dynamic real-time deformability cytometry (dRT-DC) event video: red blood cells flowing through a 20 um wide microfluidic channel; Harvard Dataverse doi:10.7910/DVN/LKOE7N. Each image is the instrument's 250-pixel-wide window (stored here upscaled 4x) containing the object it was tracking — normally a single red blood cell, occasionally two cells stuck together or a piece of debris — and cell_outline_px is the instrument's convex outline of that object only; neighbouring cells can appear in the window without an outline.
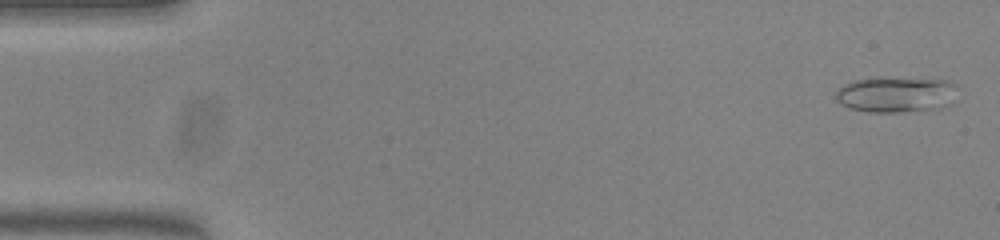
{"species": "common noctule bat (a hibernating species)", "species_latin": "Nyctalus noctula", "temperature_condition": "warm", "stored_images_in_passage": 9, "camera_frame_rate_fps": 3000, "um_per_image_px": 0.085, "animal": {"sex": "female", "body_mass_g": 23.0, "forearm_length_mm": 53.4}, "frame": {"image": 1, "passage_image": 1, "time_ms": 0.0, "image_size_px": [1000, 240], "cell_outline_px": [[956, 84], [952, 104], [940, 108], [896, 112], [868, 112], [848, 108], [840, 104], [836, 100], [836, 92], [844, 84], [856, 80], [948, 80]], "centroid_in_image_um": [76.16, 8.09], "position_along_channel_um": 8.8, "area_um2": 24.39}}